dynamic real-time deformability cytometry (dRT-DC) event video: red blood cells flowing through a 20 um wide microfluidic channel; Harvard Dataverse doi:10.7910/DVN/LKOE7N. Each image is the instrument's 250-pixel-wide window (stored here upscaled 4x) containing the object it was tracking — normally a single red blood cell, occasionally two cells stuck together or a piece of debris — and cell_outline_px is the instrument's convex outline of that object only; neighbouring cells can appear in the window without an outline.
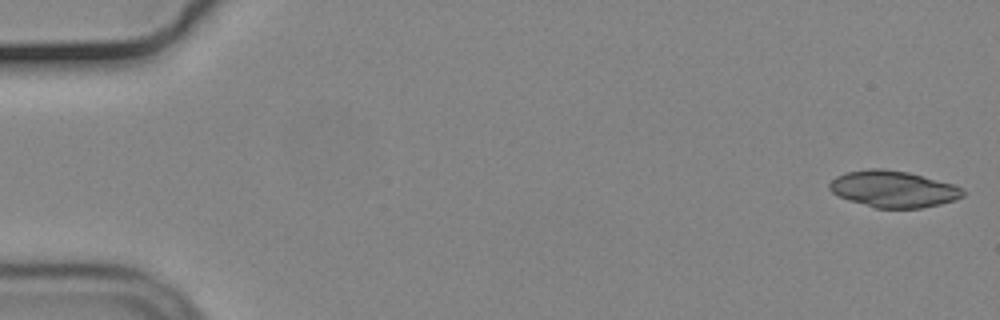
{"species": "common noctule bat (a hibernating species)", "species_latin": "Nyctalus noctula", "temperature_condition": "cold", "stored_images_in_passage": 24, "camera_frame_rate_fps": 3000, "um_per_image_px": 0.085, "animal": {"sex": "male", "body_mass_g": 19.2, "forearm_length_mm": 51.8}, "frame": {"image": 1, "passage_image": 1, "time_ms": 0.0, "image_size_px": [1000, 320], "cell_outline_px": [[964, 196], [940, 204], [920, 208], [876, 208], [848, 200], [832, 192], [828, 188], [828, 184], [836, 176], [848, 172], [868, 168], [880, 168], [908, 172], [952, 184], [960, 188], [964, 192]], "centroid_in_image_um": [75.89, 16.07], "position_along_channel_um": 9.1, "area_um2": 28.15}}